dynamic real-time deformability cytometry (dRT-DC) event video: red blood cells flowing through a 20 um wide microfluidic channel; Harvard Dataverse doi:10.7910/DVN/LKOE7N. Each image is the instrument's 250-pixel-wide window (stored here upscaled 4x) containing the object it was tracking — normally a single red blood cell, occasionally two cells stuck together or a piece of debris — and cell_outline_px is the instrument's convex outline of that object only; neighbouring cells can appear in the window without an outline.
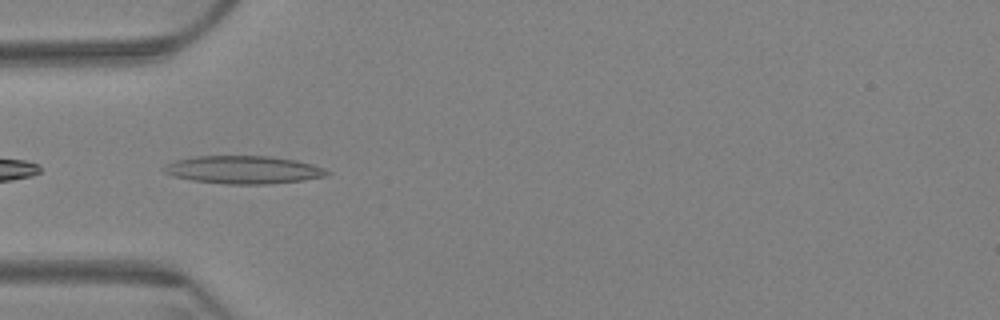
{"species": "Egyptian fruit bat (a non-hibernating species)", "species_latin": "Rousettus aegyptiacus", "temperature_condition": "warm", "stored_images_in_passage": 7, "camera_frame_rate_fps": 3000, "um_per_image_px": 0.085, "animal": {"sex": "female"}, "frame": {"image": 1, "passage_image": 5, "time_ms": 1.333, "image_size_px": [1000, 320], "cell_outline_px": [[332, 172], [328, 176], [304, 180], [268, 184], [224, 184], [192, 180], [172, 176], [164, 172], [160, 168], [176, 160], [196, 156], [268, 156], [296, 160], [312, 164], [324, 168]], "centroid_in_image_um": [20.71, 14.43], "position_along_channel_um": 64.3, "area_um2": 26.65}}
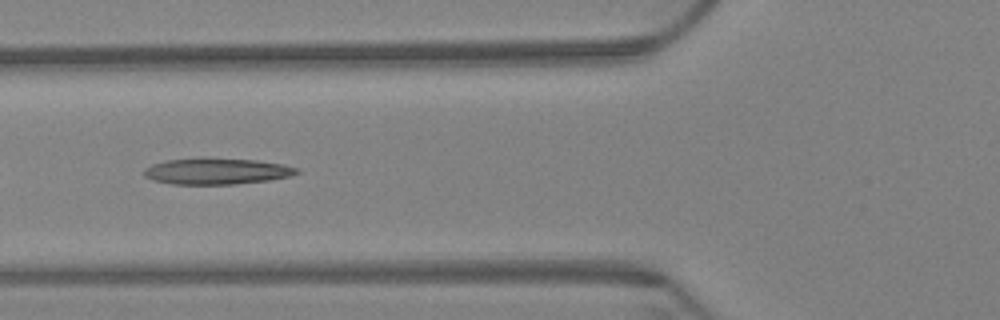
{"frame": {"image": 2, "passage_image": 6, "time_ms": 1.667, "image_size_px": [1000, 320], "cell_outline_px": [[300, 172], [288, 176], [268, 180], [236, 184], [172, 184], [152, 180], [144, 176], [144, 168], [152, 164], [168, 160], [256, 160], [284, 164], [300, 168]], "centroid_in_image_um": [18.44, 14.59], "position_along_channel_um": 107.4, "area_um2": 22.54}}
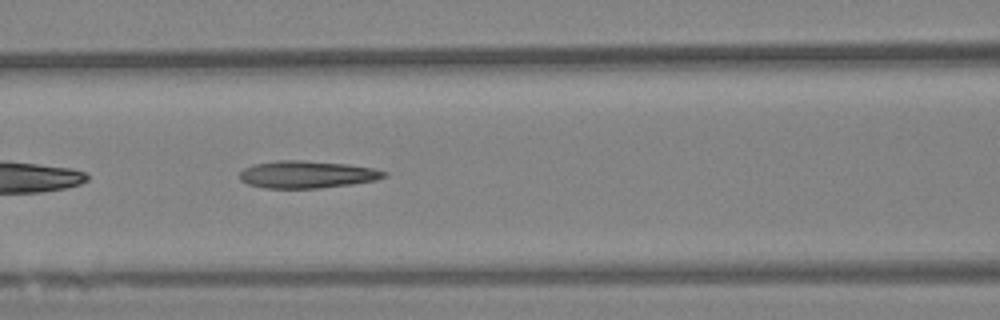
{"frame": {"image": 3, "passage_image": 7, "time_ms": 2.0, "image_size_px": [1000, 320], "cell_outline_px": [[388, 176], [376, 180], [352, 184], [320, 188], [264, 188], [248, 184], [240, 180], [240, 172], [244, 168], [252, 164], [276, 160], [304, 160], [348, 164], [372, 168], [388, 172]], "centroid_in_image_um": [26.09, 14.82], "position_along_channel_um": 140.5, "area_um2": 23.18}}